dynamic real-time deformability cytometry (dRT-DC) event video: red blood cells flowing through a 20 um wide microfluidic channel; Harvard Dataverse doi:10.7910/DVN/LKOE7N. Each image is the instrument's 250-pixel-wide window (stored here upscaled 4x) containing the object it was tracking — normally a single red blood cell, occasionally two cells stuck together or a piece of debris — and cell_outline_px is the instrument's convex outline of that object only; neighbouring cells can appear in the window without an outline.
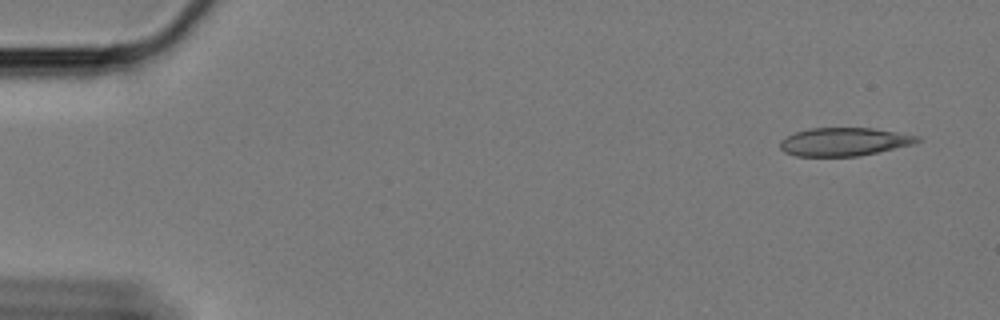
{"species": "Egyptian fruit bat (a non-hibernating species)", "species_latin": "Rousettus aegyptiacus", "temperature_condition": "cold", "stored_images_in_passage": 8, "camera_frame_rate_fps": 3000, "um_per_image_px": 0.085, "animal": {"sex": "female"}, "frame": {"image": 1, "passage_image": 8, "time_ms": 2.333, "image_size_px": [1000, 320], "cell_outline_px": [[924, 140], [912, 144], [860, 156], [796, 156], [784, 152], [780, 148], [780, 140], [796, 132], [812, 128], [872, 128], [920, 136]], "centroid_in_image_um": [71.76, 12.05], "position_along_channel_um": 13.2, "area_um2": 22.48}}